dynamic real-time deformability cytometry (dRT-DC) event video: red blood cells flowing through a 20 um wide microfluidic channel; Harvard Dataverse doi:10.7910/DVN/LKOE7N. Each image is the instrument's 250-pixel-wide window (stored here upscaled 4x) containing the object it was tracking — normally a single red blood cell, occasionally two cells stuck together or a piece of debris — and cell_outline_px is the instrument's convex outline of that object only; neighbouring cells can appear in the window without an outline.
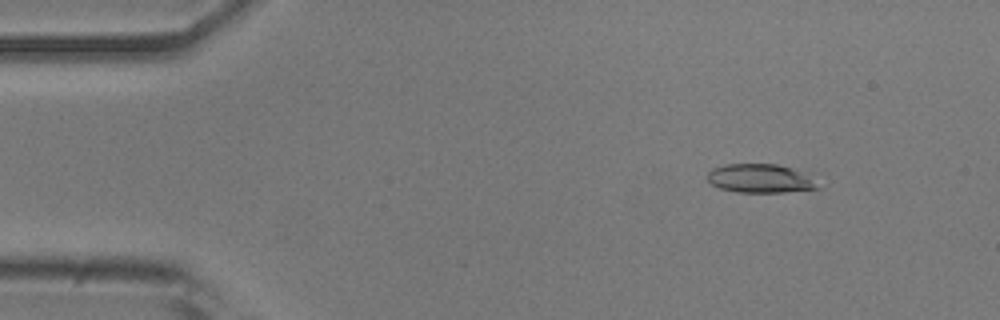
{"species": "common noctule bat (a hibernating species)", "species_latin": "Nyctalus noctula", "temperature_condition": "room temperature", "stored_images_in_passage": 52, "camera_frame_rate_fps": 3000, "um_per_image_px": 0.085, "animal": {"sex": "male", "body_mass_g": 20.5, "forearm_length_mm": 52.5}, "frame": {"image": 1, "passage_image": 6, "time_ms": 1.667, "image_size_px": [1000, 320], "cell_outline_px": [[820, 188], [784, 192], [736, 192], [720, 188], [712, 184], [708, 180], [708, 172], [712, 168], [728, 164], [776, 164], [812, 172]], "centroid_in_image_um": [64.73, 15.16], "position_along_channel_um": 20.3, "area_um2": 18.9}}
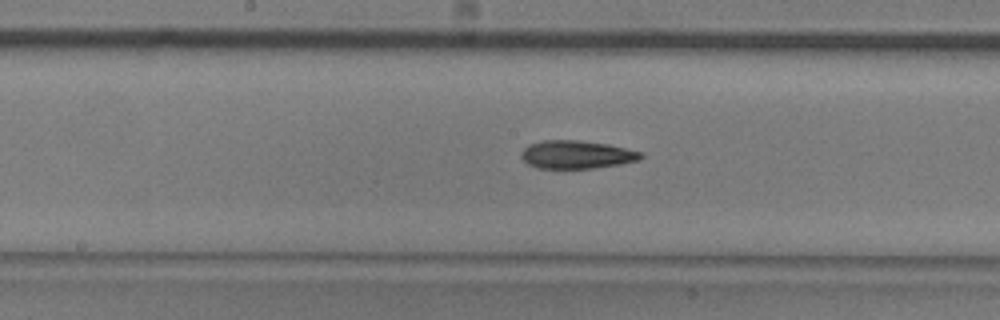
{"frame": {"image": 2, "passage_image": 26, "time_ms": 8.333, "image_size_px": [1000, 320], "cell_outline_px": [[644, 156], [640, 160], [620, 164], [592, 168], [536, 168], [528, 164], [520, 156], [520, 152], [528, 144], [544, 140], [576, 140], [608, 144], [644, 152]], "centroid_in_image_um": [49.02, 13.13], "position_along_channel_um": 199.2, "area_um2": 19.71}}
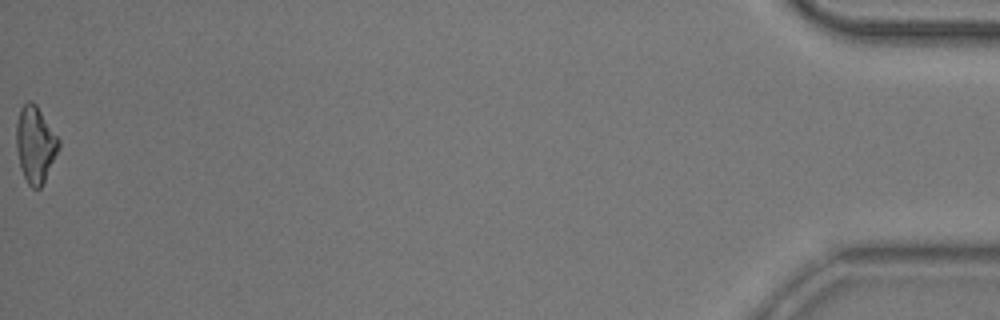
{"frame": {"image": 3, "passage_image": 52, "time_ms": 17.0, "image_size_px": [1000, 320], "cell_outline_px": [[60, 148], [40, 188], [32, 188], [28, 184], [20, 168], [16, 148], [16, 124], [20, 108], [28, 100], [32, 100], [36, 104], [60, 140]], "centroid_in_image_um": [2.99, 12.26], "position_along_channel_um": 432.2, "area_um2": 18.9}, "authors_computed_cell_mechanics": {"area_um2": 19.0451, "velocity_mm_per_s": 3.8695, "shape_relaxation_time_tau1_ms": 4.8918, "shape_relaxation_time_tau2_ms": 10.9381, "deformation_change_tau1": 0.1557, "deformation_change_tau2": 0.2435}}